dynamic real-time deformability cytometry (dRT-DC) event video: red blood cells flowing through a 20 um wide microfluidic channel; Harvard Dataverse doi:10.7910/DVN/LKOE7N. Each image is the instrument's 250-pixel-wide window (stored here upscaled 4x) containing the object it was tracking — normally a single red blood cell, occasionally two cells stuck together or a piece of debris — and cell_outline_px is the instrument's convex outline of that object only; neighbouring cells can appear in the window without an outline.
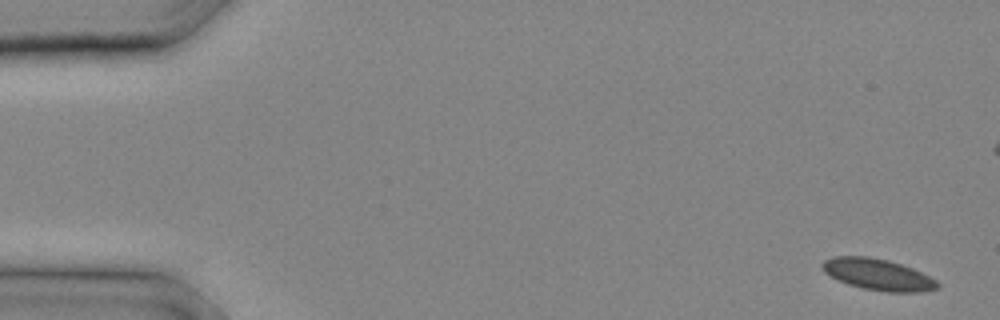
{"species": "common noctule bat (a hibernating species)", "species_latin": "Nyctalus noctula", "temperature_condition": "cold", "stored_images_in_passage": 14, "camera_frame_rate_fps": 3000, "um_per_image_px": 0.085, "animal": {"sex": "male", "body_mass_g": 20.4}, "frame": {"image": 1, "passage_image": 1, "time_ms": 0.0, "image_size_px": [1000, 320], "cell_outline_px": [[940, 288], [920, 292], [888, 292], [864, 288], [848, 284], [824, 272], [820, 264], [824, 260], [832, 256], [868, 256], [888, 260], [912, 268], [936, 280], [940, 284]], "centroid_in_image_um": [74.62, 23.32], "position_along_channel_um": 10.4, "area_um2": 20.92}}
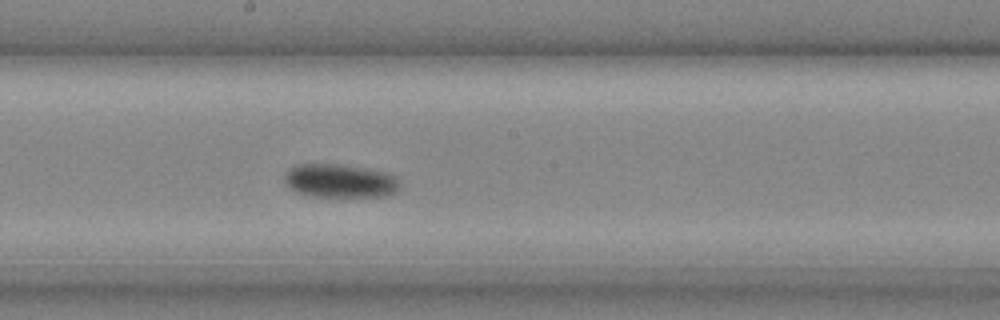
{"frame": {"image": 2, "passage_image": 14, "time_ms": 4.333, "image_size_px": [1000, 320], "cell_outline_px": [[400, 188], [396, 192], [384, 196], [308, 196], [296, 192], [288, 188], [284, 184], [284, 176], [288, 168], [296, 164], [344, 164], [368, 168], [388, 172], [396, 176], [400, 184]], "centroid_in_image_um": [28.88, 15.36], "position_along_channel_um": 219.3, "area_um2": 23.06}}